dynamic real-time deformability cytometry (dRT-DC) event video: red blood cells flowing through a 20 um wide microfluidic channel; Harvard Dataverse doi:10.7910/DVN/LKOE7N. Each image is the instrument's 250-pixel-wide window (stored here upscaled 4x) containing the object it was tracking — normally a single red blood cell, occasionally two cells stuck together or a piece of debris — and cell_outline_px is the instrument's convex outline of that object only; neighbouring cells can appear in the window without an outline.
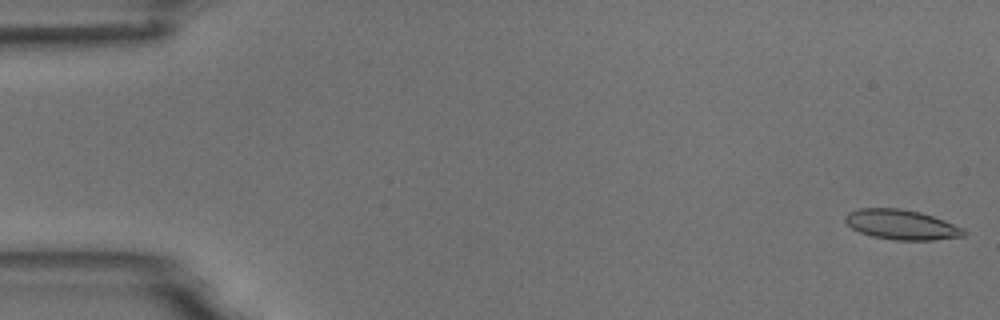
{"species": "common noctule bat (a hibernating species)", "species_latin": "Nyctalus noctula", "temperature_condition": "room temperature", "stored_images_in_passage": 5, "camera_frame_rate_fps": 3000, "um_per_image_px": 0.085, "animal": {"sex": "male", "body_mass_g": 18.8}, "frame": {"image": 1, "passage_image": 1, "time_ms": 0.0, "image_size_px": [1000, 320], "cell_outline_px": [[968, 232], [964, 236], [932, 240], [896, 240], [872, 236], [860, 232], [852, 228], [844, 220], [844, 216], [848, 212], [860, 208], [900, 208], [920, 212], [944, 220], [964, 228]], "centroid_in_image_um": [76.63, 19.09], "position_along_channel_um": 8.4, "area_um2": 20.69}}
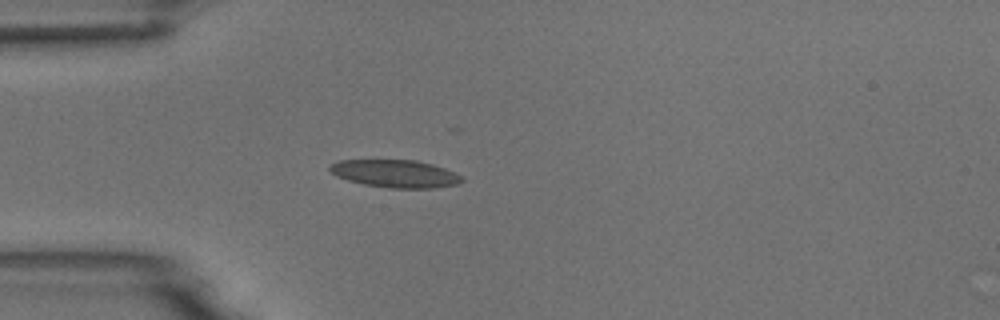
{"frame": {"image": 2, "passage_image": 5, "time_ms": 4.667, "image_size_px": [1000, 320], "cell_outline_px": [[464, 180], [460, 184], [432, 188], [388, 188], [364, 184], [348, 180], [336, 176], [328, 168], [332, 164], [340, 160], [416, 160], [432, 164], [456, 172]], "centroid_in_image_um": [33.63, 14.76], "position_along_channel_um": 51.4, "area_um2": 21.27}}